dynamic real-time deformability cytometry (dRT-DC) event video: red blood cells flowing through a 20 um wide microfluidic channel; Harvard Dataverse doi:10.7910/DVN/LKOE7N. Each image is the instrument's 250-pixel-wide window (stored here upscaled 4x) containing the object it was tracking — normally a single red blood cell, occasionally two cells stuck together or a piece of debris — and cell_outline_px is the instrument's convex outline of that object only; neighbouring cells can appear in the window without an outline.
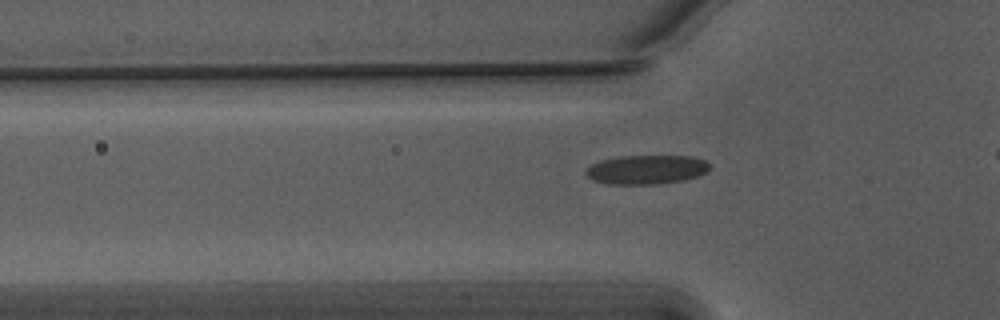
{"species": "Egyptian fruit bat (a non-hibernating species)", "species_latin": "Rousettus aegyptiacus", "temperature_condition": "warm", "stored_images_in_passage": 31, "camera_frame_rate_fps": 3000, "um_per_image_px": 0.085, "animal": {"sex": "male"}, "frame": {"image": 1, "passage_image": 4, "time_ms": 1.0, "image_size_px": [1000, 320], "cell_outline_px": [[708, 168], [704, 172], [696, 176], [684, 180], [656, 184], [608, 184], [592, 180], [584, 172], [592, 164], [600, 160], [620, 156], [692, 156], [704, 160], [708, 164]], "centroid_in_image_um": [54.9, 14.41], "position_along_channel_um": 70.9, "area_um2": 20.81}}
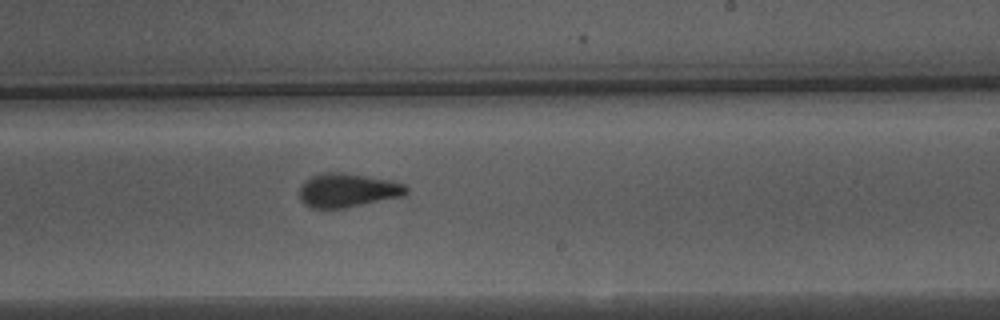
{"frame": {"image": 2, "passage_image": 19, "time_ms": 6.0, "image_size_px": [1000, 320], "cell_outline_px": [[408, 192], [404, 196], [344, 208], [312, 208], [304, 204], [300, 196], [300, 188], [312, 176], [324, 172], [344, 172], [388, 180], [404, 184], [408, 188]], "centroid_in_image_um": [29.57, 16.18], "position_along_channel_um": 259.4, "area_um2": 20.87}}
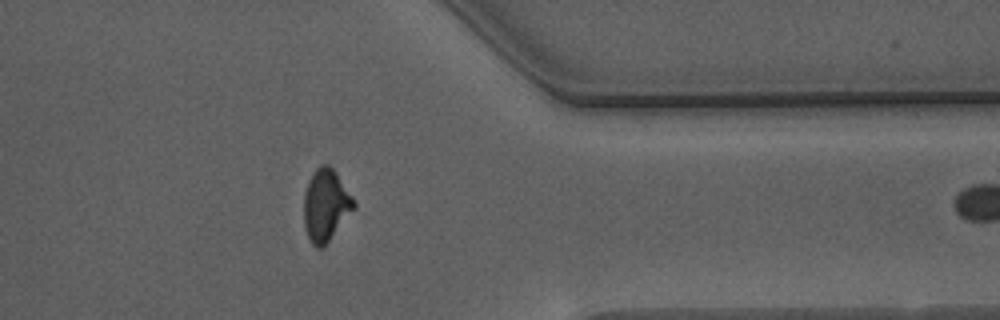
{"frame": {"image": 3, "passage_image": 30, "time_ms": 9.667, "image_size_px": [1000, 320], "cell_outline_px": [[356, 208], [328, 240], [320, 248], [316, 248], [312, 244], [308, 236], [304, 224], [304, 192], [312, 172], [320, 164], [328, 164], [336, 172], [356, 200]], "centroid_in_image_um": [27.7, 17.39], "position_along_channel_um": 383.7, "area_um2": 20.98}}